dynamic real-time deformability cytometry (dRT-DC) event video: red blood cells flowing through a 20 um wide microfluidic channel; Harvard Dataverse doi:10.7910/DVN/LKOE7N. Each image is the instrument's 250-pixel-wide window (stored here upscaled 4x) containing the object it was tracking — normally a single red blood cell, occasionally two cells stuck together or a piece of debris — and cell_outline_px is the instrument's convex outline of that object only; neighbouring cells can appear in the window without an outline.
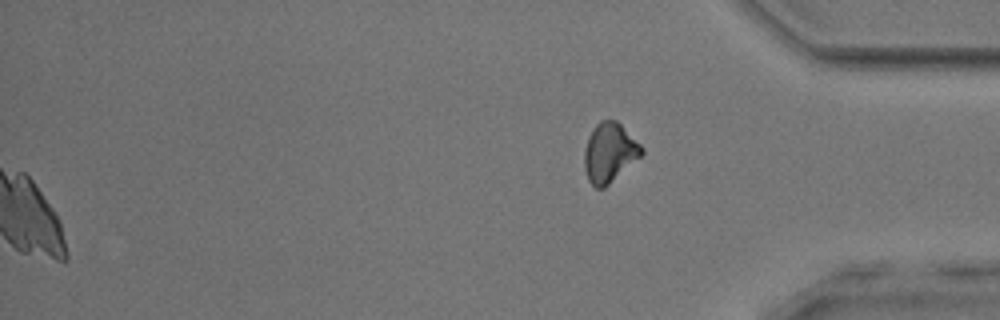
{"species": "common noctule bat (a hibernating species)", "species_latin": "Nyctalus noctula", "temperature_condition": "room temperature", "stored_images_in_passage": 41, "camera_frame_rate_fps": 3000, "um_per_image_px": 0.085, "animal": {"sex": "male", "body_mass_g": 17.9, "forearm_length_mm": 54.2}, "frame": {"image": 1, "passage_image": 41, "time_ms": 13.333, "image_size_px": [1000, 320], "cell_outline_px": [[644, 152], [640, 156], [604, 188], [596, 188], [588, 180], [584, 168], [584, 152], [588, 136], [596, 124], [600, 120], [616, 120], [644, 148]], "centroid_in_image_um": [51.78, 12.97], "position_along_channel_um": 383.4, "area_um2": 19.54}}